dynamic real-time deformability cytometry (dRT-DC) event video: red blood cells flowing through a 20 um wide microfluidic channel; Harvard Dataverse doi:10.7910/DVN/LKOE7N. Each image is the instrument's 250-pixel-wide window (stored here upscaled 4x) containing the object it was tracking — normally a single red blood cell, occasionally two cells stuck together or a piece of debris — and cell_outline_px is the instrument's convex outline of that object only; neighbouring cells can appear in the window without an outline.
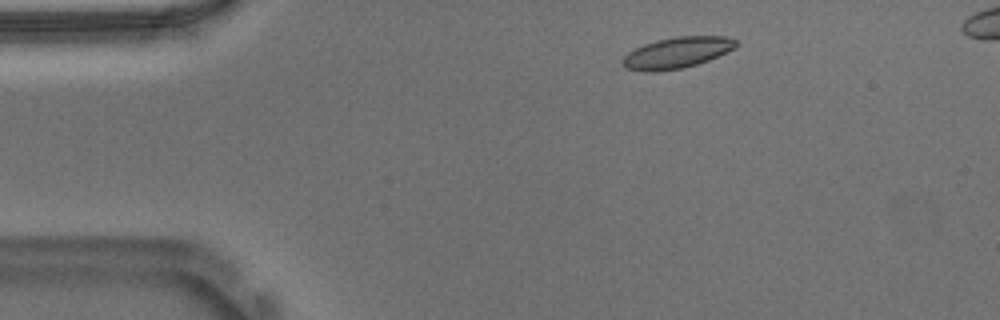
{"species": "Egyptian fruit bat (a non-hibernating species)", "species_latin": "Rousettus aegyptiacus", "temperature_condition": "warm", "stored_images_in_passage": 48, "camera_frame_rate_fps": 3000, "um_per_image_px": 0.085, "animal": {"sex": "male"}, "frame": {"image": 1, "passage_image": 4, "time_ms": 1.0, "image_size_px": [1000, 320], "cell_outline_px": [[740, 44], [736, 48], [708, 60], [684, 68], [656, 72], [644, 72], [624, 68], [620, 60], [628, 52], [644, 44], [656, 40], [676, 36], [728, 36], [736, 40]], "centroid_in_image_um": [57.53, 4.48], "position_along_channel_um": 27.5, "area_um2": 20.87}}
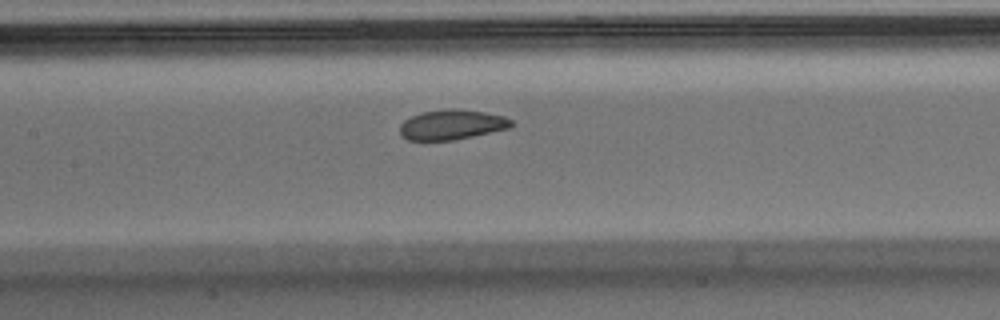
{"frame": {"image": 2, "passage_image": 20, "time_ms": 6.333, "image_size_px": [1000, 320], "cell_outline_px": [[516, 124], [508, 128], [456, 140], [408, 140], [400, 136], [400, 124], [404, 120], [420, 112], [452, 108], [456, 108], [484, 112], [504, 116], [512, 120]], "centroid_in_image_um": [38.4, 10.59], "position_along_channel_um": 169.0, "area_um2": 19.59}}
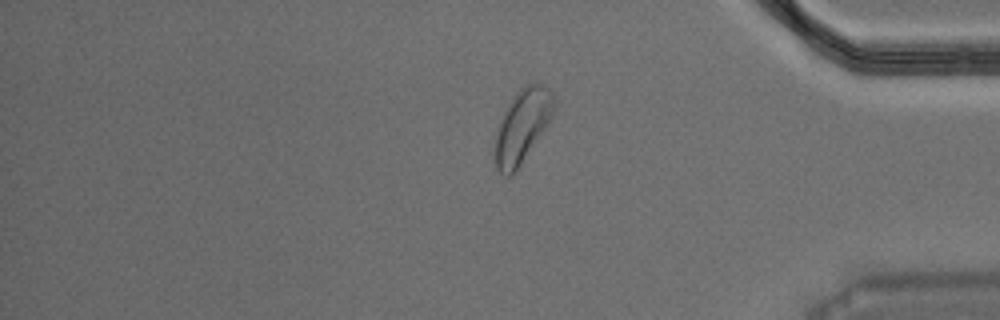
{"frame": {"image": 3, "passage_image": 40, "time_ms": 13.0, "image_size_px": [1000, 320], "cell_outline_px": [[556, 112], [552, 120], [516, 172], [512, 176], [504, 176], [496, 168], [496, 136], [500, 120], [508, 104], [516, 92], [520, 88], [528, 84], [540, 84], [548, 88], [552, 92], [556, 100]], "centroid_in_image_um": [44.46, 10.71], "position_along_channel_um": 390.7, "area_um2": 25.43}}